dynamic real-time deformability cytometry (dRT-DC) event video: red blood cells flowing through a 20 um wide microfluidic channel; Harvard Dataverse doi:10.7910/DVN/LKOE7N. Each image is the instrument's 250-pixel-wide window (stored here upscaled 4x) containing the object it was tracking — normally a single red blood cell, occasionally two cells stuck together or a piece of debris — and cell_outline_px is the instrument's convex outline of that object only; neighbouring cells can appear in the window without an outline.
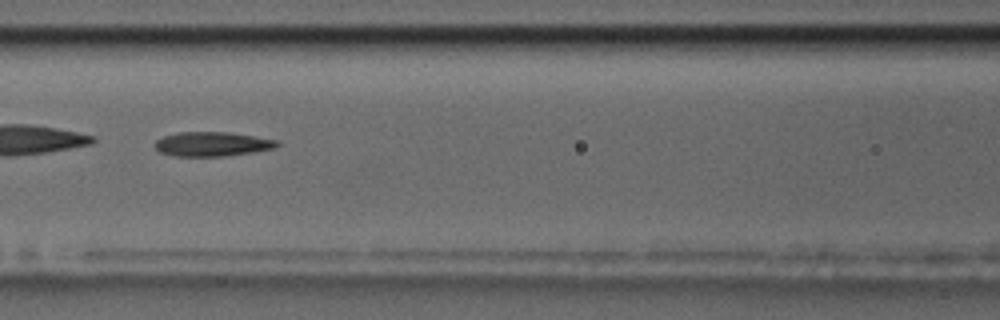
{"species": "common noctule bat (a hibernating species)", "species_latin": "Nyctalus noctula", "temperature_condition": "room temperature", "stored_images_in_passage": 3, "camera_frame_rate_fps": 3000, "um_per_image_px": 0.085, "animal": {"sex": "male", "body_mass_g": 17.5, "forearm_length_mm": 52.3}, "frame": {"image": 1, "passage_image": 3, "time_ms": 0.667, "image_size_px": [1000, 320], "cell_outline_px": [[280, 144], [276, 148], [252, 152], [224, 156], [176, 156], [160, 152], [152, 144], [156, 140], [164, 136], [176, 132], [228, 132], [276, 140]], "centroid_in_image_um": [18.0, 12.24], "position_along_channel_um": 148.6, "area_um2": 17.28}}